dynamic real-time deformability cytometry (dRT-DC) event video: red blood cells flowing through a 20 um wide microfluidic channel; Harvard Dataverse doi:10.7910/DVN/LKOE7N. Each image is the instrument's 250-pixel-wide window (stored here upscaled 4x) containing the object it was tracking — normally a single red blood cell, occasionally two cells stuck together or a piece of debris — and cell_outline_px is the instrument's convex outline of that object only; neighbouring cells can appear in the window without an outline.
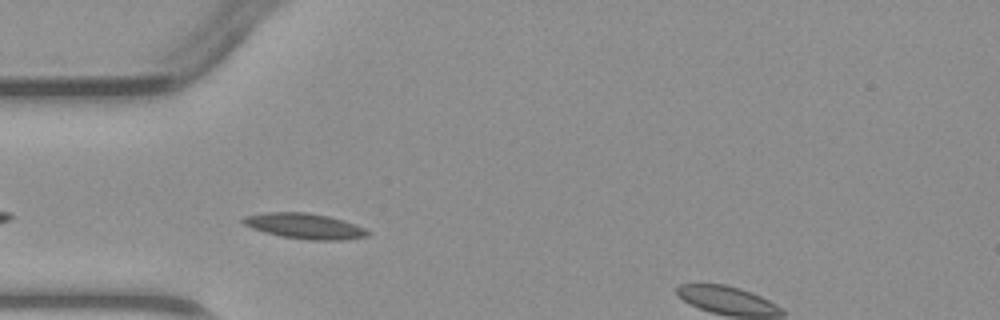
{"species": "common noctule bat (a hibernating species)", "species_latin": "Nyctalus noctula", "temperature_condition": "warm", "stored_images_in_passage": 4, "segment_of_instrument_passage": [1, 2], "camera_frame_rate_fps": 3000, "um_per_image_px": 0.085, "animal": {"sex": "male", "body_mass_g": 23.1, "forearm_length_mm": 52.7}, "frame": {"image": 1, "passage_image": 3, "time_ms": 2.333, "image_size_px": [1000, 320], "cell_outline_px": [[372, 232], [368, 236], [344, 240], [308, 240], [280, 236], [264, 232], [252, 228], [244, 224], [240, 220], [244, 216], [268, 212], [304, 212], [328, 216], [344, 220], [364, 228]], "centroid_in_image_um": [25.91, 19.22], "position_along_channel_um": 59.1, "area_um2": 18.55}}